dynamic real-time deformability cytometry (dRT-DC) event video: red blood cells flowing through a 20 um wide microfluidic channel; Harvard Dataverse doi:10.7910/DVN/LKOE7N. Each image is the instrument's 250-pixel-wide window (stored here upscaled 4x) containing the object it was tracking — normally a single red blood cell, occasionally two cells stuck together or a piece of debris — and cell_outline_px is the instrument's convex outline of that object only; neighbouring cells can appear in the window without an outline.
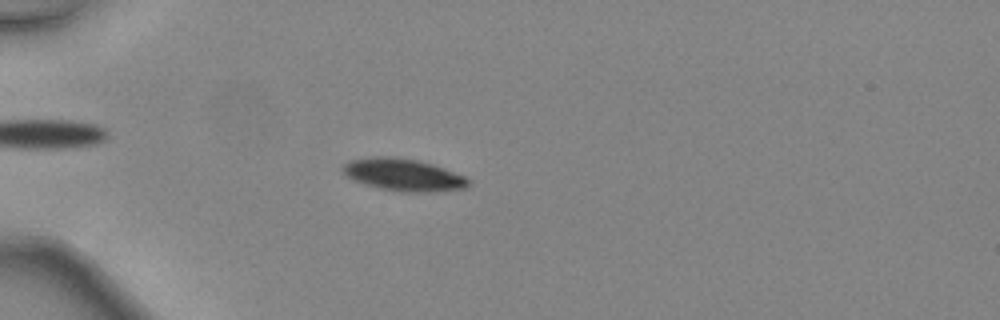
{"species": "common noctule bat (a hibernating species)", "species_latin": "Nyctalus noctula", "temperature_condition": "warm", "stored_images_in_passage": 47, "camera_frame_rate_fps": 3000, "um_per_image_px": 0.085, "animal": {"sex": "female", "body_mass_g": 24.6, "forearm_length_mm": 56.2}, "frame": {"image": 1, "passage_image": 15, "time_ms": 4.667, "image_size_px": [1000, 320], "cell_outline_px": [[468, 184], [464, 188], [436, 192], [396, 192], [364, 184], [352, 180], [340, 168], [344, 164], [352, 160], [372, 156], [392, 156], [416, 160], [432, 164], [444, 168], [464, 176], [468, 180]], "centroid_in_image_um": [34.25, 14.86], "position_along_channel_um": 50.7, "area_um2": 23.58}}
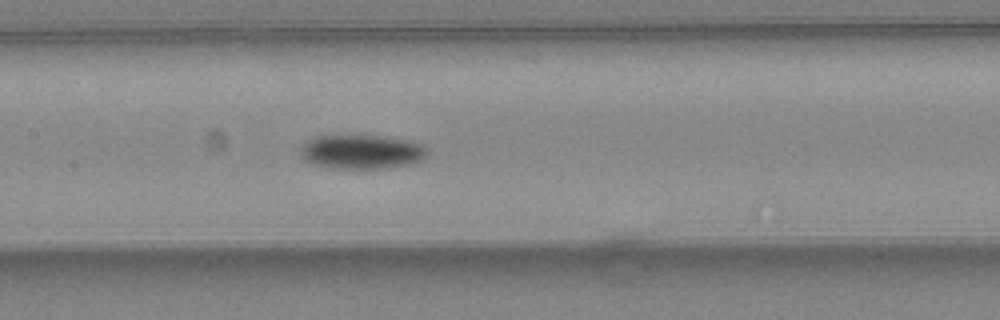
{"frame": {"image": 2, "passage_image": 25, "time_ms": 8.0, "image_size_px": [1000, 320], "cell_outline_px": [[428, 156], [424, 160], [412, 164], [384, 168], [332, 168], [312, 164], [304, 160], [300, 152], [300, 148], [308, 140], [316, 136], [356, 132], [412, 140], [424, 144], [428, 148]], "centroid_in_image_um": [30.79, 12.85], "position_along_channel_um": 176.6, "area_um2": 26.59}}
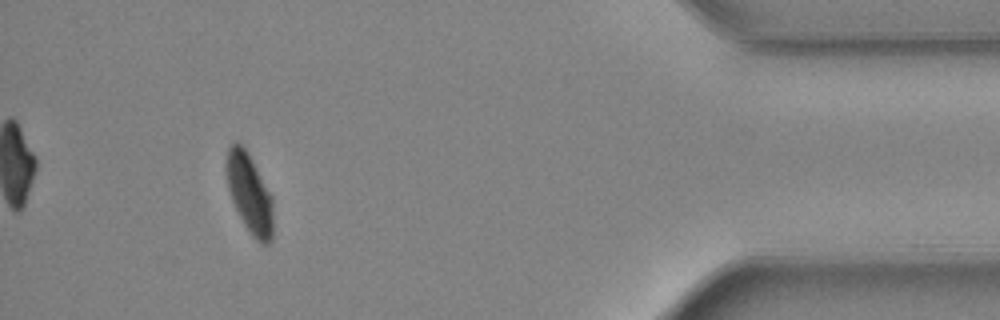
{"frame": {"image": 3, "passage_image": 44, "time_ms": 14.333, "image_size_px": [1000, 320], "cell_outline_px": [[272, 240], [268, 244], [260, 244], [252, 236], [244, 224], [232, 200], [228, 188], [224, 164], [228, 148], [236, 140], [244, 144], [272, 196]], "centroid_in_image_um": [21.18, 16.39], "position_along_channel_um": 414.0, "area_um2": 21.91}, "authors_computed_cell_mechanics": {"area_um2": 23.3512, "velocity_mm_per_s": 4.5297, "shape_relaxation_time_tau1_ms": 2.0185, "shape_relaxation_time_tau2_ms": 7.6659, "deformation_change_tau1": 0.1148, "deformation_change_tau2": 0.0718}}